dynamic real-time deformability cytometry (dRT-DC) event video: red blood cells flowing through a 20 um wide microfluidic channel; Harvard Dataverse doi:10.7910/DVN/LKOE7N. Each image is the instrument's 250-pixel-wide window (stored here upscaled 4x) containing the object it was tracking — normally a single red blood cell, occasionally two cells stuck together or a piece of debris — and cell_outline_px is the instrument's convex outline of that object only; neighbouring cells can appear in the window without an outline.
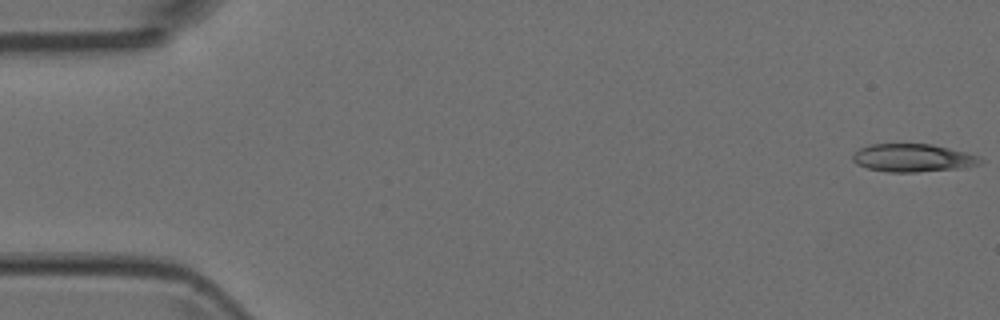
{"species": "Egyptian fruit bat (a non-hibernating species)", "species_latin": "Rousettus aegyptiacus", "temperature_condition": "room temperature", "stored_images_in_passage": 5, "camera_frame_rate_fps": 3000, "um_per_image_px": 0.085, "animal": {"sex": "female"}, "frame": {"image": 1, "passage_image": 1, "time_ms": 0.0, "image_size_px": [1000, 320], "cell_outline_px": [[984, 160], [976, 164], [960, 168], [916, 172], [888, 172], [868, 168], [856, 164], [852, 160], [852, 156], [860, 148], [872, 144], [932, 144], [980, 156]], "centroid_in_image_um": [77.57, 13.42], "position_along_channel_um": 7.4, "area_um2": 20.58}}
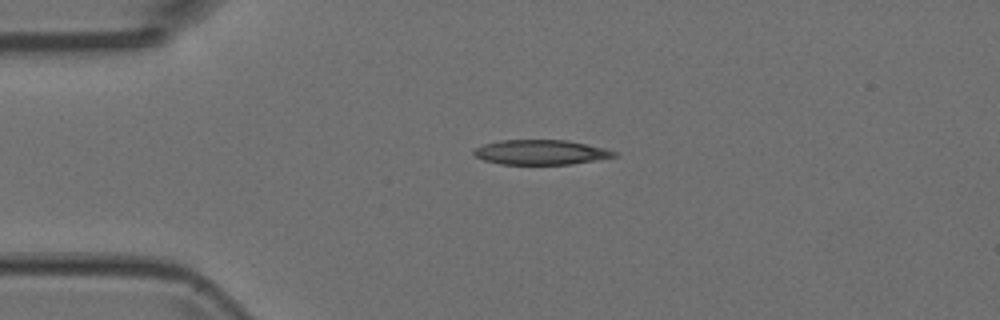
{"frame": {"image": 2, "passage_image": 4, "time_ms": 1.0, "image_size_px": [1000, 320], "cell_outline_px": [[620, 156], [572, 164], [500, 164], [484, 160], [476, 156], [472, 152], [476, 148], [484, 144], [500, 140], [568, 140], [604, 148], [616, 152]], "centroid_in_image_um": [45.99, 12.94], "position_along_channel_um": 39.0, "area_um2": 20.23}}